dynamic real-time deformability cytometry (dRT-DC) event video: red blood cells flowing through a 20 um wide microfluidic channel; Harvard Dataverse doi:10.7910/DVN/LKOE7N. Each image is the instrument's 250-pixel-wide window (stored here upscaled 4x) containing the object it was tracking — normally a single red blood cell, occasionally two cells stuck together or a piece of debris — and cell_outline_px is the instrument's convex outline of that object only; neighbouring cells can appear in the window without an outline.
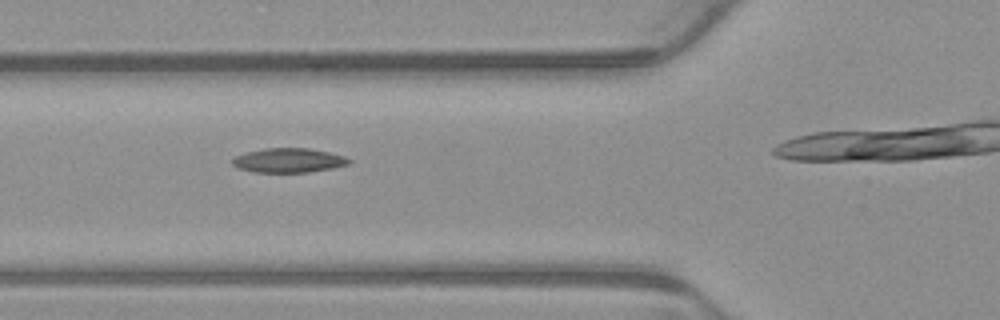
{"species": "common noctule bat (a hibernating species)", "species_latin": "Nyctalus noctula", "temperature_condition": "warm", "stored_images_in_passage": 3, "camera_frame_rate_fps": 3000, "um_per_image_px": 0.085, "animal": {"sex": "male", "body_mass_g": 23.1, "forearm_length_mm": 52.7}, "frame": {"image": 1, "passage_image": 2, "time_ms": 0.333, "image_size_px": [1000, 320], "cell_outline_px": [[352, 160], [348, 164], [332, 168], [308, 172], [252, 172], [240, 168], [232, 164], [232, 160], [236, 156], [244, 152], [264, 148], [308, 148], [328, 152], [344, 156]], "centroid_in_image_um": [24.51, 13.62], "position_along_channel_um": 101.3, "area_um2": 16.47}}